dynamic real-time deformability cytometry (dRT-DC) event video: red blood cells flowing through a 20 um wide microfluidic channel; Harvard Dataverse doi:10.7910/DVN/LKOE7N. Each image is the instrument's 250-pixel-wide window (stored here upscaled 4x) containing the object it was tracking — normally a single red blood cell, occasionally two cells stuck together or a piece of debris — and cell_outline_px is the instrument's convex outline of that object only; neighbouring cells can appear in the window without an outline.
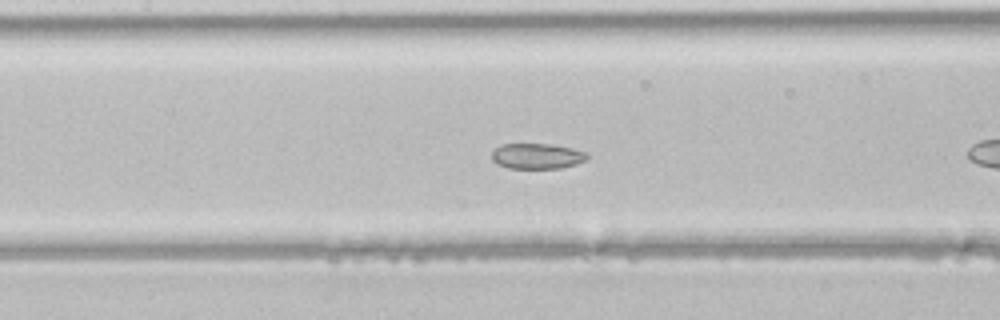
{"species": "common noctule bat (a hibernating species)", "species_latin": "Nyctalus noctula", "temperature_condition": "room temperature", "stored_images_in_passage": 32, "camera_frame_rate_fps": 3000, "um_per_image_px": 0.085, "animal": {"sex": "male", "body_mass_g": 21.5, "forearm_length_mm": 52.0}, "frame": {"image": 1, "passage_image": 5, "time_ms": 1.333, "image_size_px": [1000, 320], "cell_outline_px": [[588, 156], [584, 160], [576, 164], [560, 168], [508, 168], [496, 164], [492, 160], [492, 152], [500, 144], [548, 144], [572, 148], [588, 152]], "centroid_in_image_um": [45.63, 13.27], "position_along_channel_um": 161.8, "area_um2": 14.16}}
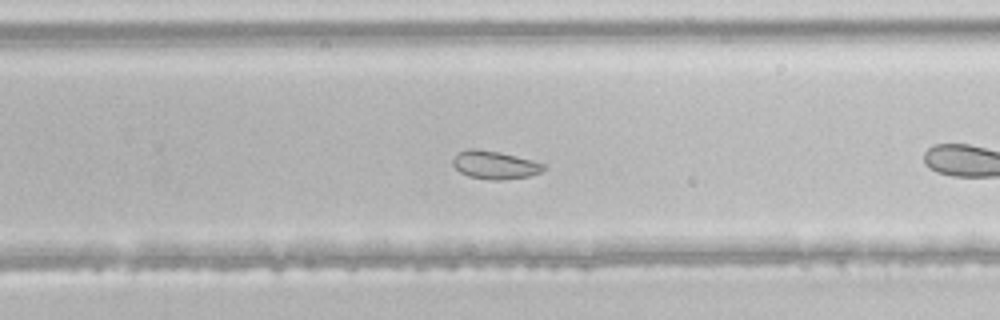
{"frame": {"image": 2, "passage_image": 14, "time_ms": 4.333, "image_size_px": [1000, 320], "cell_outline_px": [[544, 168], [540, 172], [528, 176], [500, 180], [492, 180], [468, 176], [460, 172], [452, 164], [452, 160], [460, 152], [468, 148], [480, 148], [500, 152], [532, 160], [544, 164]], "centroid_in_image_um": [42.02, 14.01], "position_along_channel_um": 287.8, "area_um2": 14.74}}